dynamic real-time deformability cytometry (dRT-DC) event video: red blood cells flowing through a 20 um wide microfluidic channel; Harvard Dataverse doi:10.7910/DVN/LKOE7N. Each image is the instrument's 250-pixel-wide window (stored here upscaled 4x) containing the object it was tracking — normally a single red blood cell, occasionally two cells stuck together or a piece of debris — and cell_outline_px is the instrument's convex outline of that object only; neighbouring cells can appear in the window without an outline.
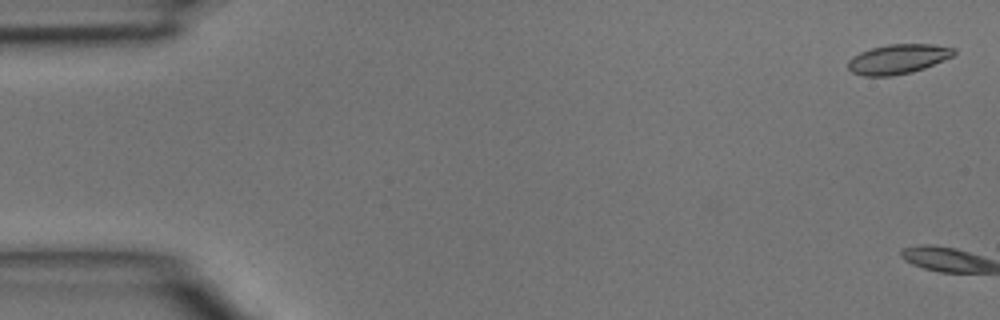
{"species": "common noctule bat (a hibernating species)", "species_latin": "Nyctalus noctula", "temperature_condition": "room temperature", "stored_images_in_passage": 4, "camera_frame_rate_fps": 3000, "um_per_image_px": 0.085, "animal": {"sex": "male", "body_mass_g": 15.6}, "frame": {"image": 1, "passage_image": 2, "time_ms": 0.333, "image_size_px": [1000, 320], "cell_outline_px": [[956, 52], [952, 56], [924, 68], [912, 72], [892, 76], [864, 76], [852, 72], [848, 68], [848, 60], [852, 56], [860, 52], [872, 48], [888, 44], [932, 44], [956, 48]], "centroid_in_image_um": [76.31, 5.02], "position_along_channel_um": 8.7, "area_um2": 18.26}}